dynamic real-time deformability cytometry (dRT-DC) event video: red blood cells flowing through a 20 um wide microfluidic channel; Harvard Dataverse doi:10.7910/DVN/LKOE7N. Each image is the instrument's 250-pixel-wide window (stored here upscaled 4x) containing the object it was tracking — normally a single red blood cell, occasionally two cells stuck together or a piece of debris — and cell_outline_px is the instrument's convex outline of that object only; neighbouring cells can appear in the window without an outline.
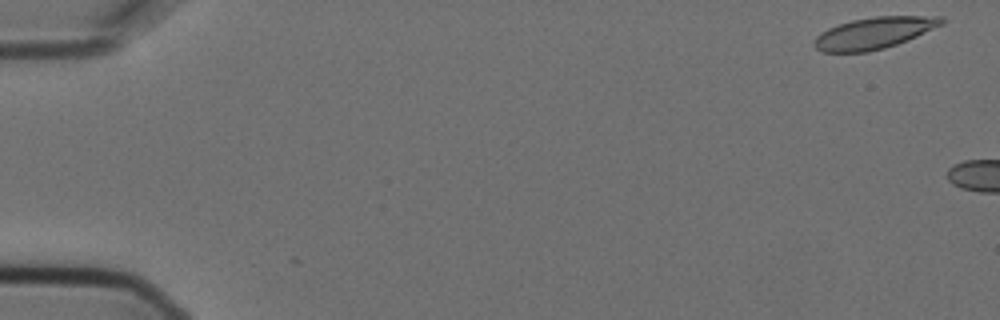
{"species": "Egyptian fruit bat (a non-hibernating species)", "species_latin": "Rousettus aegyptiacus", "temperature_condition": "cold", "stored_images_in_passage": 3, "camera_frame_rate_fps": 3000, "um_per_image_px": 0.085, "animal": {"sex": "female"}, "frame": {"image": 1, "passage_image": 1, "time_ms": 0.0, "image_size_px": [1000, 320], "cell_outline_px": [[944, 24], [908, 40], [884, 48], [868, 52], [820, 52], [812, 44], [812, 40], [820, 32], [828, 28], [852, 20], [876, 16], [944, 16]], "centroid_in_image_um": [74.28, 2.81], "position_along_channel_um": 10.7, "area_um2": 23.58}}